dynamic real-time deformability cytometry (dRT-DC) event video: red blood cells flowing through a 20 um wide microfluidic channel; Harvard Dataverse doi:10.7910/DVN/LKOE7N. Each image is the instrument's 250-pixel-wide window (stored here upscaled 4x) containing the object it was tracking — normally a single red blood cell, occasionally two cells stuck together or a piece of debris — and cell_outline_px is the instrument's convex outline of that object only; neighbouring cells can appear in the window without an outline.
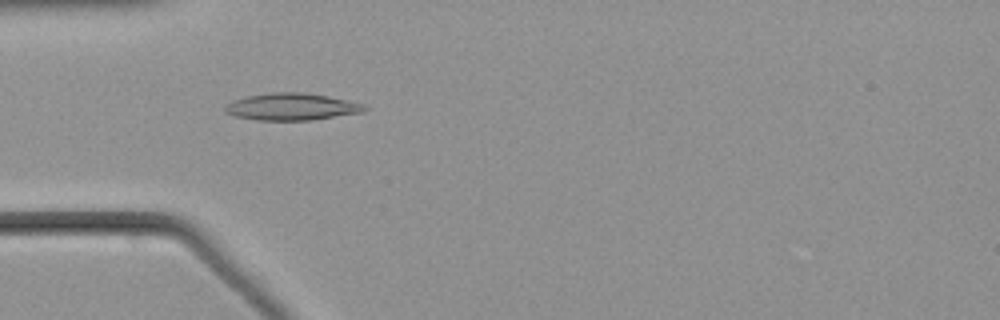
{"species": "common noctule bat (a hibernating species)", "species_latin": "Nyctalus noctula", "temperature_condition": "warm", "stored_images_in_passage": 43, "camera_frame_rate_fps": 3000, "um_per_image_px": 0.085, "animal": {"sex": "male", "body_mass_g": 21.5, "forearm_length_mm": 52.0}, "frame": {"image": 1, "passage_image": 6, "time_ms": 1.667, "image_size_px": [1000, 320], "cell_outline_px": [[368, 108], [364, 112], [312, 120], [256, 120], [232, 116], [224, 108], [232, 100], [248, 96], [272, 92], [304, 92], [328, 96], [364, 104]], "centroid_in_image_um": [24.81, 9.07], "position_along_channel_um": 60.2, "area_um2": 21.96}}
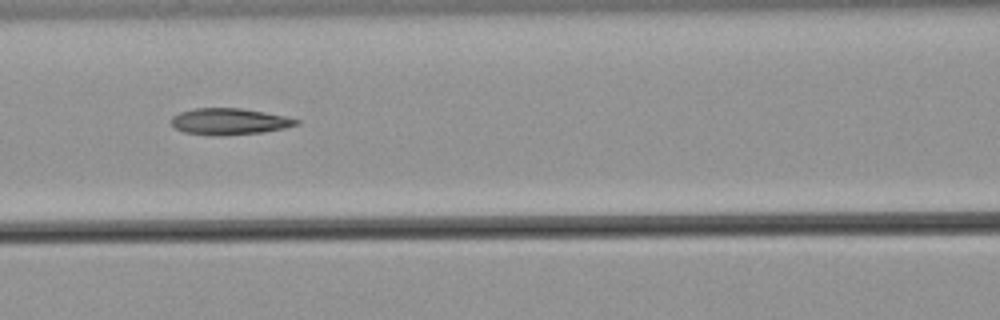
{"frame": {"image": 2, "passage_image": 13, "time_ms": 4.0, "image_size_px": [1000, 320], "cell_outline_px": [[300, 124], [284, 128], [264, 132], [224, 136], [208, 136], [184, 132], [176, 128], [172, 124], [172, 116], [180, 112], [196, 108], [240, 108], [264, 112], [284, 116], [300, 120]], "centroid_in_image_um": [19.5, 10.34], "position_along_channel_um": 147.1, "area_um2": 19.36}}
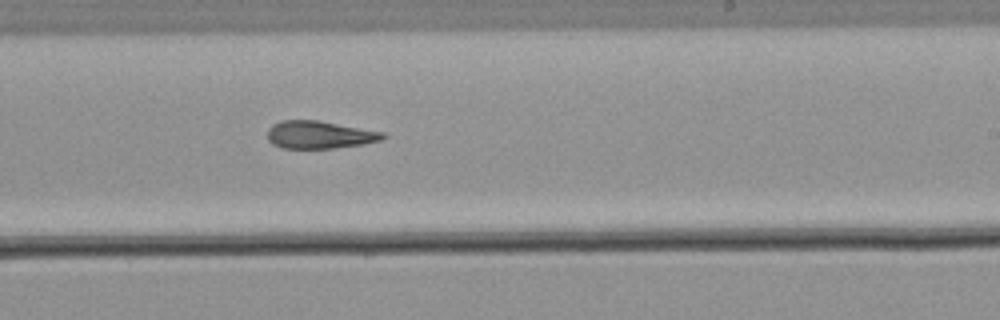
{"frame": {"image": 3, "passage_image": 22, "time_ms": 7.0, "image_size_px": [1000, 320], "cell_outline_px": [[388, 136], [380, 140], [364, 144], [336, 148], [284, 148], [272, 144], [268, 140], [268, 128], [272, 124], [280, 120], [316, 120], [384, 132]], "centroid_in_image_um": [27.15, 11.45], "position_along_channel_um": 261.9, "area_um2": 18.61}}